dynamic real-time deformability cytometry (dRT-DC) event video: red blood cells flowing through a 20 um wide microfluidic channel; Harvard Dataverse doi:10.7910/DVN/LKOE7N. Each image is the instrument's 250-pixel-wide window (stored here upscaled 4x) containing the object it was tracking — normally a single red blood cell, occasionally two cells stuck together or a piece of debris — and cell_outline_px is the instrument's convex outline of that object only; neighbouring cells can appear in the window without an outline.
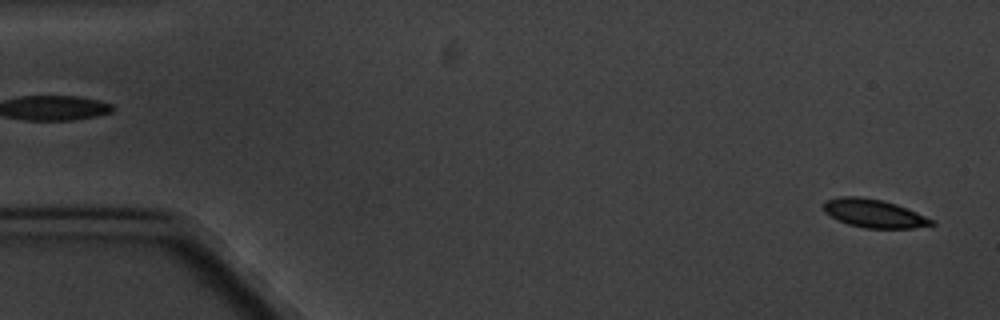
{"species": "common noctule bat (a hibernating species)", "species_latin": "Nyctalus noctula", "temperature_condition": "cold", "stored_images_in_passage": 4, "segment_of_instrument_passage": [2, 2], "camera_frame_rate_fps": 3000, "um_per_image_px": 0.085, "animal": {"sex": "male", "body_mass_g": 20.1, "forearm_length_mm": 53.5}, "frame": {"image": 1, "passage_image": 4, "time_ms": 4.333, "image_size_px": [1000, 320], "cell_outline_px": [[936, 224], [912, 228], [864, 228], [848, 224], [824, 212], [824, 200], [840, 196], [860, 196], [880, 200], [896, 204], [936, 220]], "centroid_in_image_um": [74.3, 18.13], "position_along_channel_um": 10.7, "area_um2": 17.74}}